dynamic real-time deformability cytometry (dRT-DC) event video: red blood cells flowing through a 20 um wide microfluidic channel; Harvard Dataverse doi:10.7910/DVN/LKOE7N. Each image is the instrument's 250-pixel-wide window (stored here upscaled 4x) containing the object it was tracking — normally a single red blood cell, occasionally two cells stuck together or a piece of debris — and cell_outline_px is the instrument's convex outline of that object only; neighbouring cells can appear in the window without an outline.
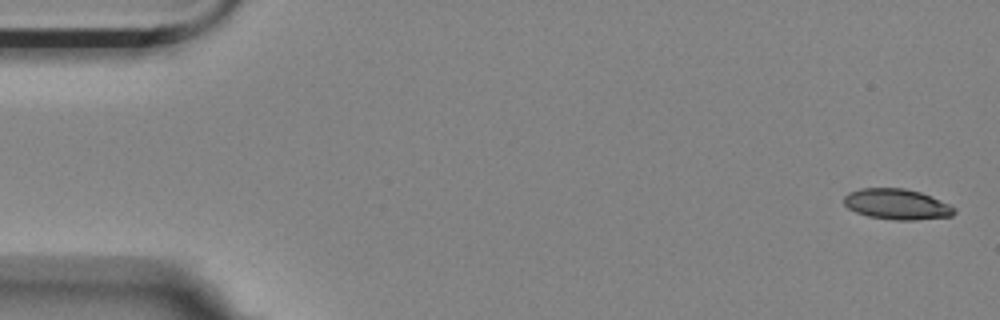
{"species": "Egyptian fruit bat (a non-hibernating species)", "species_latin": "Rousettus aegyptiacus", "temperature_condition": "room temperature", "stored_images_in_passage": 5, "camera_frame_rate_fps": 3000, "um_per_image_px": 0.085, "animal": {"sex": "female"}, "frame": {"image": 1, "passage_image": 1, "time_ms": 0.0, "image_size_px": [1000, 320], "cell_outline_px": [[956, 212], [952, 216], [916, 220], [896, 220], [868, 216], [856, 212], [848, 208], [844, 204], [844, 196], [848, 192], [860, 188], [904, 188], [920, 192], [948, 204], [956, 208]], "centroid_in_image_um": [76.22, 17.36], "position_along_channel_um": 8.8, "area_um2": 19.65}}
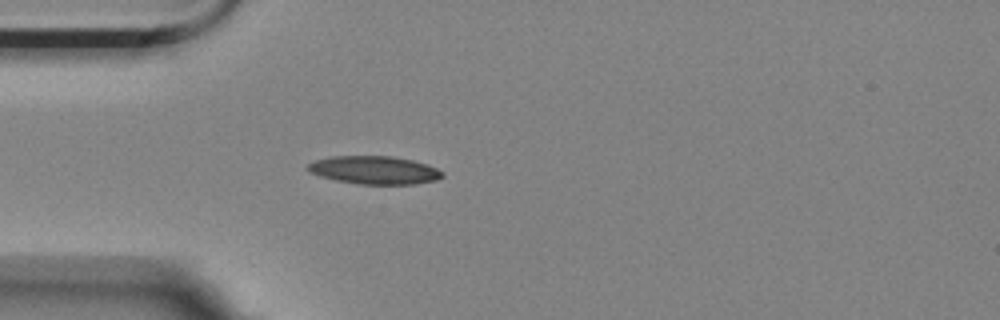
{"frame": {"image": 2, "passage_image": 5, "time_ms": 1.333, "image_size_px": [1000, 320], "cell_outline_px": [[444, 176], [436, 180], [412, 184], [360, 184], [336, 180], [320, 176], [308, 172], [304, 168], [308, 164], [316, 160], [332, 156], [392, 156], [412, 160], [428, 164], [444, 172]], "centroid_in_image_um": [31.81, 14.45], "position_along_channel_um": 53.2, "area_um2": 22.08}}